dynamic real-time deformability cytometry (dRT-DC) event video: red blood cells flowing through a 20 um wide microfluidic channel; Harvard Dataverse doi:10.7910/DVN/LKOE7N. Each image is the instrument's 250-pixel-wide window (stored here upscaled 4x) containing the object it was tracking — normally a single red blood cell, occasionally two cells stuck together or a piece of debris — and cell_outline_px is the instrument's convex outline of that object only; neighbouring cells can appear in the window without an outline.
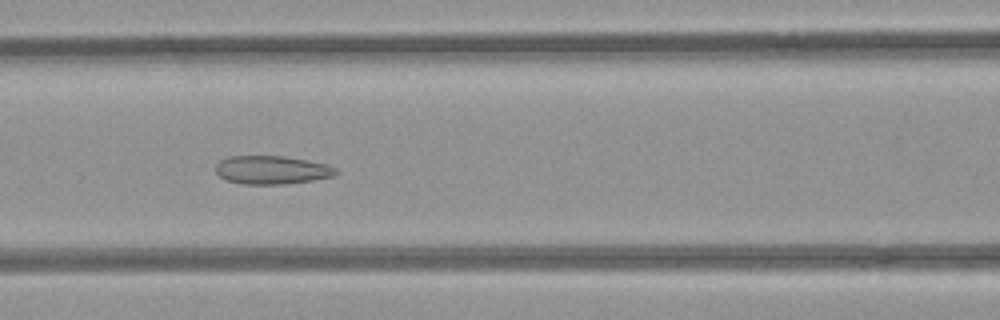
{"species": "common noctule bat (a hibernating species)", "species_latin": "Nyctalus noctula", "temperature_condition": "room temperature", "stored_images_in_passage": 8, "camera_frame_rate_fps": 3000, "um_per_image_px": 0.085, "animal": {"sex": "female", "body_mass_g": 21.9}, "frame": {"image": 1, "passage_image": 6, "time_ms": 1.667, "image_size_px": [1000, 320], "cell_outline_px": [[340, 172], [332, 176], [312, 180], [284, 184], [240, 184], [224, 180], [216, 172], [216, 164], [220, 160], [228, 156], [284, 156], [328, 164], [336, 168]], "centroid_in_image_um": [23.09, 14.44], "position_along_channel_um": 143.5, "area_um2": 20.0}}
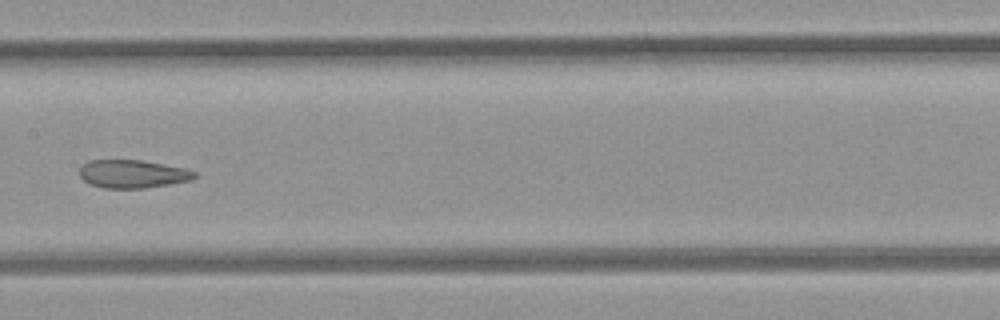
{"frame": {"image": 2, "passage_image": 7, "time_ms": 2.0, "image_size_px": [1000, 320], "cell_outline_px": [[196, 176], [192, 180], [144, 188], [104, 188], [88, 184], [80, 176], [80, 168], [88, 160], [140, 160], [184, 168], [196, 172]], "centroid_in_image_um": [11.25, 14.79], "position_along_channel_um": 196.2, "area_um2": 18.73}}
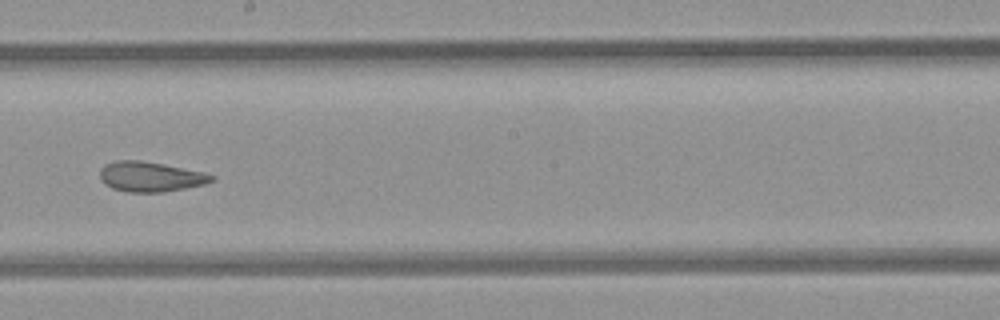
{"frame": {"image": 3, "passage_image": 8, "time_ms": 2.333, "image_size_px": [1000, 320], "cell_outline_px": [[216, 180], [204, 184], [164, 192], [128, 192], [112, 188], [104, 184], [100, 180], [100, 168], [104, 164], [116, 160], [140, 160], [208, 172], [216, 176]], "centroid_in_image_um": [12.8, 15.01], "position_along_channel_um": 235.4, "area_um2": 19.83}}